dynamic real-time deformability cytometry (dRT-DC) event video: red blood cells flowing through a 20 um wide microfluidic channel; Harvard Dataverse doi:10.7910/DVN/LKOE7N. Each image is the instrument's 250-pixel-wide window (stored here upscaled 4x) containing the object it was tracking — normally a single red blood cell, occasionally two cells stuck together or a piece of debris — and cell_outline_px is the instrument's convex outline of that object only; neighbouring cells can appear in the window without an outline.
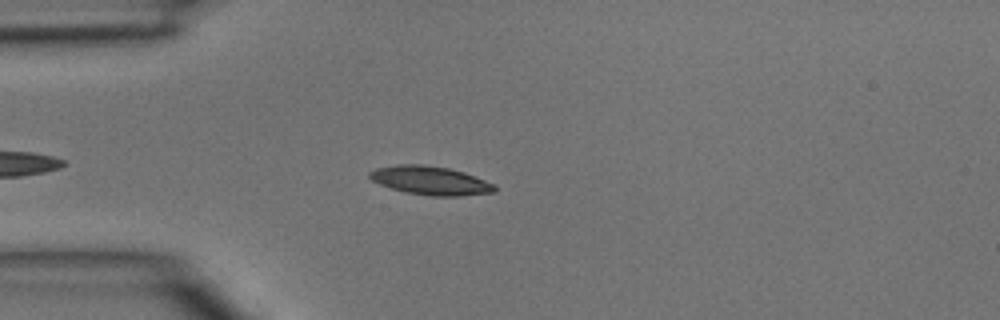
{"species": "common noctule bat (a hibernating species)", "species_latin": "Nyctalus noctula", "temperature_condition": "room temperature", "stored_images_in_passage": 41, "camera_frame_rate_fps": 3000, "um_per_image_px": 0.085, "animal": {"sex": "male", "body_mass_g": 15.6}, "frame": {"image": 1, "passage_image": 7, "time_ms": 2.0, "image_size_px": [1000, 320], "cell_outline_px": [[496, 192], [460, 196], [432, 196], [404, 192], [380, 184], [372, 180], [368, 176], [368, 172], [376, 168], [400, 164], [424, 164], [448, 168], [464, 172], [484, 180], [492, 184], [496, 188]], "centroid_in_image_um": [36.56, 15.34], "position_along_channel_um": 48.4, "area_um2": 20.81}}
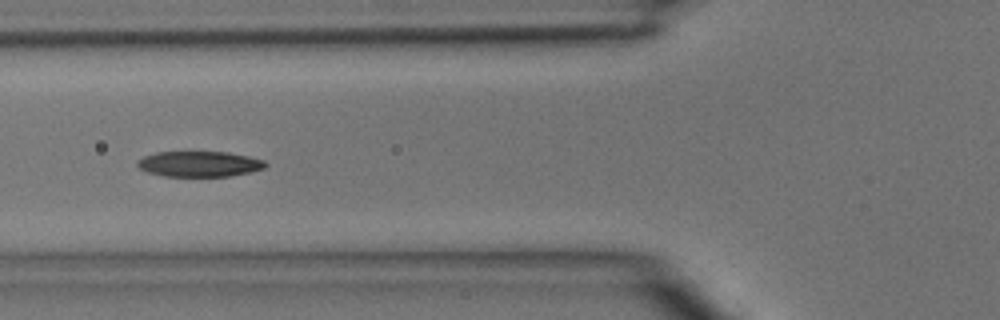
{"frame": {"image": 2, "passage_image": 12, "time_ms": 3.667, "image_size_px": [1000, 320], "cell_outline_px": [[268, 164], [264, 168], [252, 172], [232, 176], [164, 176], [148, 172], [140, 168], [136, 164], [136, 160], [144, 156], [156, 152], [228, 152], [248, 156], [264, 160]], "centroid_in_image_um": [16.96, 13.94], "position_along_channel_um": 108.8, "area_um2": 19.13}}